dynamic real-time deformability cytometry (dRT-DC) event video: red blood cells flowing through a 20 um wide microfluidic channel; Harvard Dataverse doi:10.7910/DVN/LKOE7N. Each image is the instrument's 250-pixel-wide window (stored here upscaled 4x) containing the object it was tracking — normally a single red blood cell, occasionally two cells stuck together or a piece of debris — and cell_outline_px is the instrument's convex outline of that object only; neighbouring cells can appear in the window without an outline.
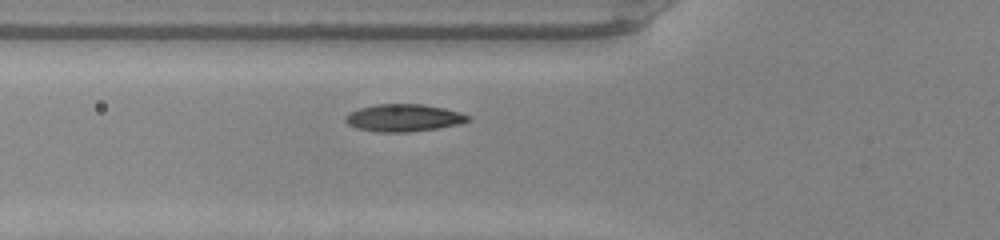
{"species": "common noctule bat (a hibernating species)", "species_latin": "Nyctalus noctula", "temperature_condition": "warm", "stored_images_in_passage": 16, "camera_frame_rate_fps": 3000, "um_per_image_px": 0.085, "animal": {"sex": "male", "body_mass_g": 20.0, "forearm_length_mm": 53.3}, "frame": {"image": 1, "passage_image": 11, "time_ms": 3.333, "image_size_px": [1000, 240], "cell_outline_px": [[472, 120], [460, 124], [436, 128], [408, 132], [376, 132], [356, 128], [348, 124], [344, 120], [344, 116], [348, 112], [360, 108], [376, 104], [424, 104], [444, 108], [460, 112], [468, 116]], "centroid_in_image_um": [34.28, 10.01], "position_along_channel_um": 91.5, "area_um2": 19.65}}
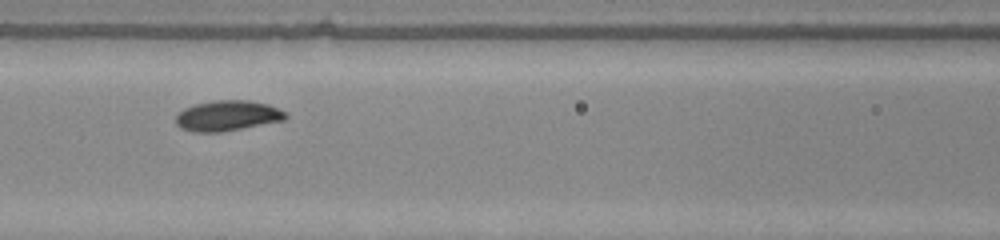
{"frame": {"image": 2, "passage_image": 15, "time_ms": 4.667, "image_size_px": [1000, 240], "cell_outline_px": [[288, 116], [284, 120], [220, 132], [192, 132], [180, 128], [176, 124], [176, 116], [184, 108], [192, 104], [216, 100], [248, 100], [268, 104], [284, 112]], "centroid_in_image_um": [19.29, 9.83], "position_along_channel_um": 147.3, "area_um2": 19.36}}